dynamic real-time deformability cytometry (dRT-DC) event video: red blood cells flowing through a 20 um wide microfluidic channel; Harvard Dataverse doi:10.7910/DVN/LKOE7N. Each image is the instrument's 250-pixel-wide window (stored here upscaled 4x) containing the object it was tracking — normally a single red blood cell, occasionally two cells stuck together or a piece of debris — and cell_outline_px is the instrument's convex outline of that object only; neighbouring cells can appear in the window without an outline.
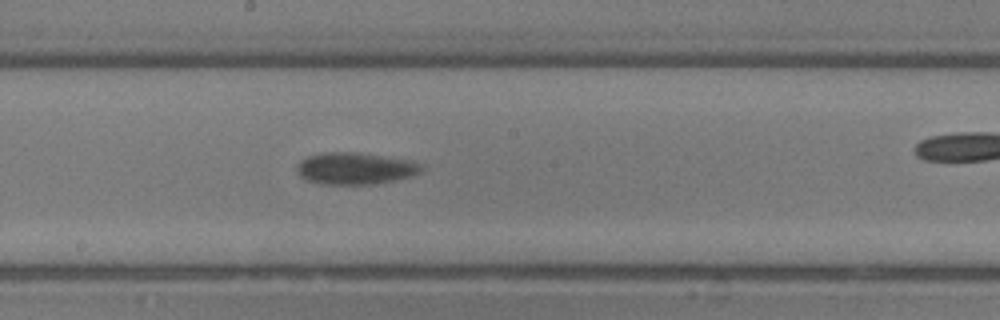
{"species": "common noctule bat (a hibernating species)", "species_latin": "Nyctalus noctula", "temperature_condition": "room temperature", "stored_images_in_passage": 19, "camera_frame_rate_fps": 3000, "um_per_image_px": 0.085, "animal": {"sex": "male", "body_mass_g": 13.3}, "frame": {"image": 1, "passage_image": 14, "time_ms": 4.333, "image_size_px": [1000, 320], "cell_outline_px": [[424, 172], [412, 176], [396, 180], [372, 184], [324, 184], [304, 180], [296, 172], [296, 164], [300, 160], [308, 156], [324, 152], [356, 152], [412, 160], [424, 164]], "centroid_in_image_um": [30.22, 14.31], "position_along_channel_um": 218.0, "area_um2": 23.58}}
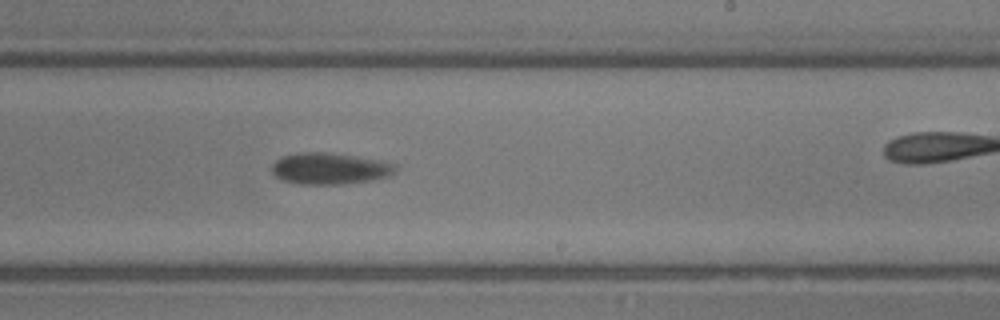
{"frame": {"image": 2, "passage_image": 16, "time_ms": 5.0, "image_size_px": [1000, 320], "cell_outline_px": [[396, 172], [388, 176], [372, 180], [340, 184], [300, 184], [284, 180], [276, 176], [272, 172], [272, 164], [280, 156], [296, 152], [328, 152], [384, 160], [396, 164]], "centroid_in_image_um": [28.04, 14.31], "position_along_channel_um": 261.0, "area_um2": 22.89}}